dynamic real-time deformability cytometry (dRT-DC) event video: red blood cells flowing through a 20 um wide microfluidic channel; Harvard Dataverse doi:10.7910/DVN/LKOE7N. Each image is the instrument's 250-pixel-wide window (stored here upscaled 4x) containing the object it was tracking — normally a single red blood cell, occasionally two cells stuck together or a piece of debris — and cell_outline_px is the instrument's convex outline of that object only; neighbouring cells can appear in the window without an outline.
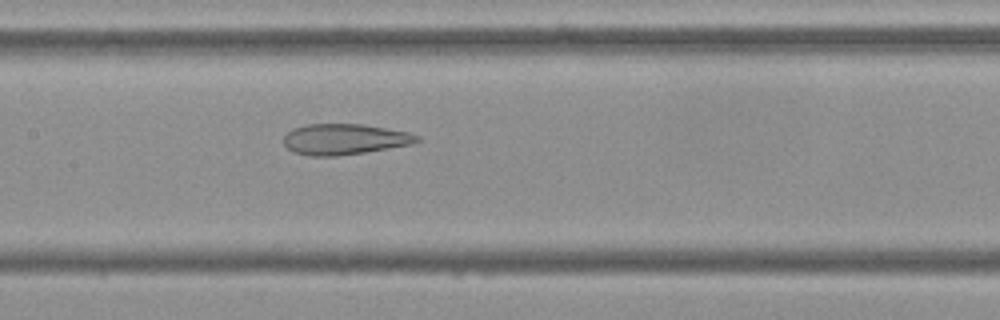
{"species": "Egyptian fruit bat (a non-hibernating species)", "species_latin": "Rousettus aegyptiacus", "temperature_condition": "cold", "stored_images_in_passage": 50, "camera_frame_rate_fps": 3000, "um_per_image_px": 0.085, "frame": {"image": 1, "passage_image": 25, "time_ms": 8.0, "image_size_px": [1000, 320], "cell_outline_px": [[420, 140], [412, 144], [364, 152], [336, 156], [312, 156], [292, 152], [284, 144], [284, 136], [292, 128], [308, 124], [364, 124], [408, 132], [420, 136]], "centroid_in_image_um": [29.27, 11.83], "position_along_channel_um": 178.1, "area_um2": 23.87}}
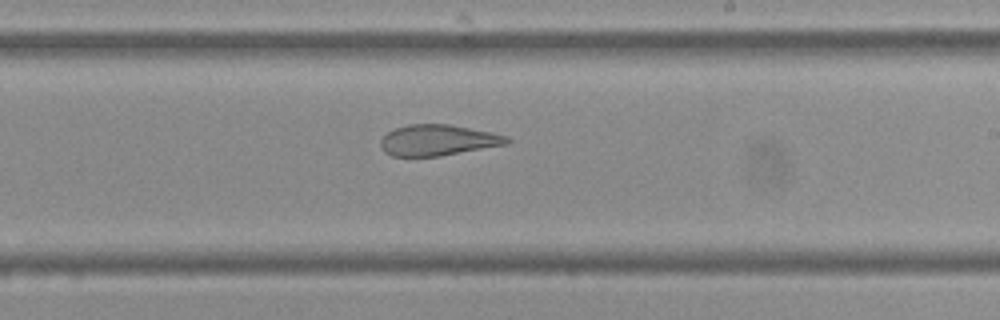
{"frame": {"image": 2, "passage_image": 31, "time_ms": 10.0, "image_size_px": [1000, 320], "cell_outline_px": [[512, 140], [508, 144], [440, 156], [392, 156], [384, 152], [380, 144], [380, 140], [388, 132], [396, 128], [408, 124], [448, 124], [492, 132], [508, 136]], "centroid_in_image_um": [37.24, 11.91], "position_along_channel_um": 251.8, "area_um2": 22.77}}
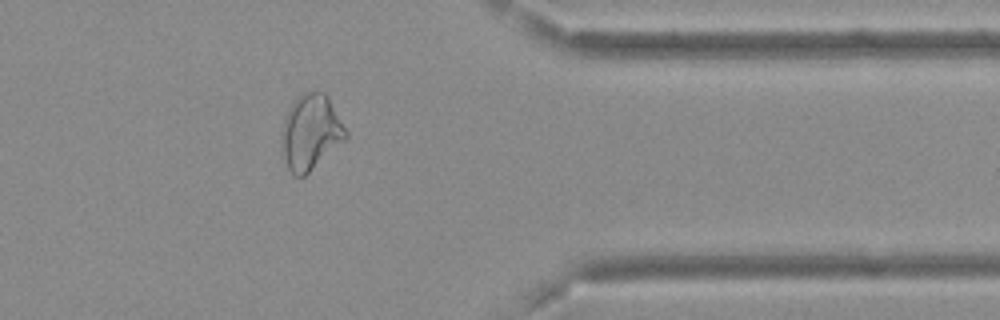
{"frame": {"image": 3, "passage_image": 43, "time_ms": 14.0, "image_size_px": [1000, 320], "cell_outline_px": [[348, 136], [344, 140], [304, 176], [292, 176], [284, 160], [280, 148], [280, 132], [284, 116], [288, 108], [304, 92], [316, 88], [324, 92], [328, 96], [348, 132]], "centroid_in_image_um": [26.36, 11.21], "position_along_channel_um": 385.0, "area_um2": 28.5}, "authors_computed_cell_mechanics": {"area_um2": 27.9463, "velocity_mm_per_s": 3.6986, "shape_relaxation_time_tau1_ms": null, "shape_relaxation_time_tau2_ms": 2.0495, "deformation_change_tau1": null, "deformation_change_tau2": 0.108}}